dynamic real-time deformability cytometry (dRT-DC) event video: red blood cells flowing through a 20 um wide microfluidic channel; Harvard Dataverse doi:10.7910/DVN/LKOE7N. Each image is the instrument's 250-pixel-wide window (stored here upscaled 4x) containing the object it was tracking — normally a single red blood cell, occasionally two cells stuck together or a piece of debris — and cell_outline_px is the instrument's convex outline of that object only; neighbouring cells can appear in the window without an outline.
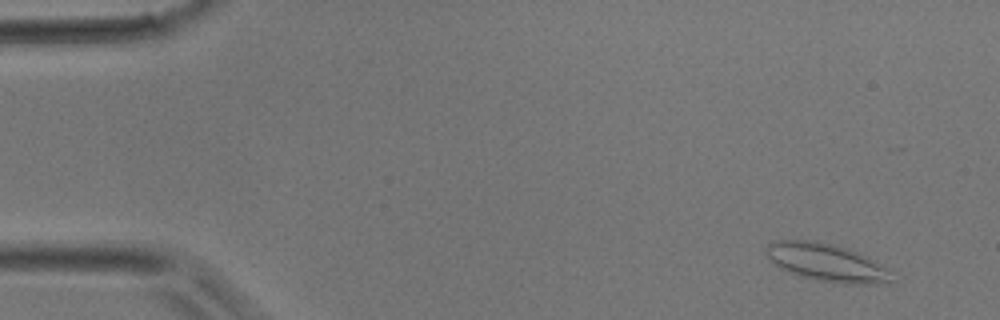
{"species": "common noctule bat (a hibernating species)", "species_latin": "Nyctalus noctula", "temperature_condition": "room temperature", "stored_images_in_passage": 41, "camera_frame_rate_fps": 3000, "um_per_image_px": 0.085, "animal": {"sex": "male", "body_mass_g": 17.9}, "frame": {"image": 1, "passage_image": 3, "time_ms": 0.667, "image_size_px": [1000, 320], "cell_outline_px": [[888, 280], [884, 284], [844, 284], [816, 280], [780, 268], [764, 252], [768, 244], [772, 240], [816, 240], [848, 248], [888, 268]], "centroid_in_image_um": [70.21, 22.29], "position_along_channel_um": 14.8, "area_um2": 27.17}}
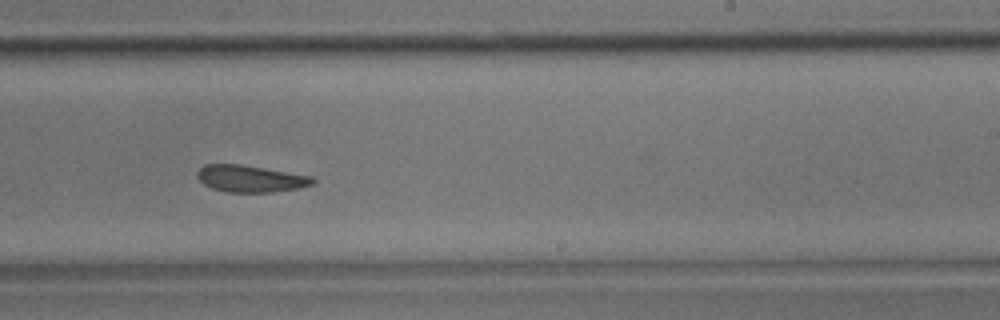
{"frame": {"image": 2, "passage_image": 25, "time_ms": 8.0, "image_size_px": [1000, 320], "cell_outline_px": [[316, 184], [296, 188], [272, 192], [228, 192], [212, 188], [204, 184], [196, 176], [196, 172], [204, 164], [240, 164], [312, 176], [316, 180]], "centroid_in_image_um": [21.29, 15.18], "position_along_channel_um": 267.7, "area_um2": 18.03}}
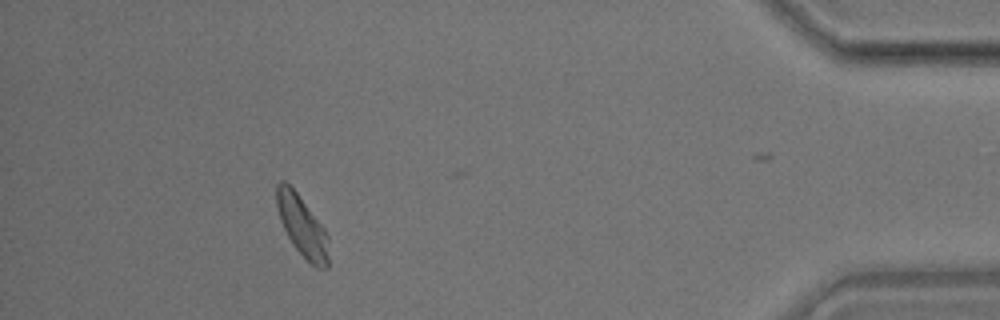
{"frame": {"image": 3, "passage_image": 37, "time_ms": 12.0, "image_size_px": [1000, 320], "cell_outline_px": [[328, 268], [316, 268], [292, 244], [280, 220], [276, 208], [276, 184], [280, 180], [284, 180], [296, 192], [324, 228], [328, 236]], "centroid_in_image_um": [25.66, 19.2], "position_along_channel_um": 409.5, "area_um2": 18.15}}